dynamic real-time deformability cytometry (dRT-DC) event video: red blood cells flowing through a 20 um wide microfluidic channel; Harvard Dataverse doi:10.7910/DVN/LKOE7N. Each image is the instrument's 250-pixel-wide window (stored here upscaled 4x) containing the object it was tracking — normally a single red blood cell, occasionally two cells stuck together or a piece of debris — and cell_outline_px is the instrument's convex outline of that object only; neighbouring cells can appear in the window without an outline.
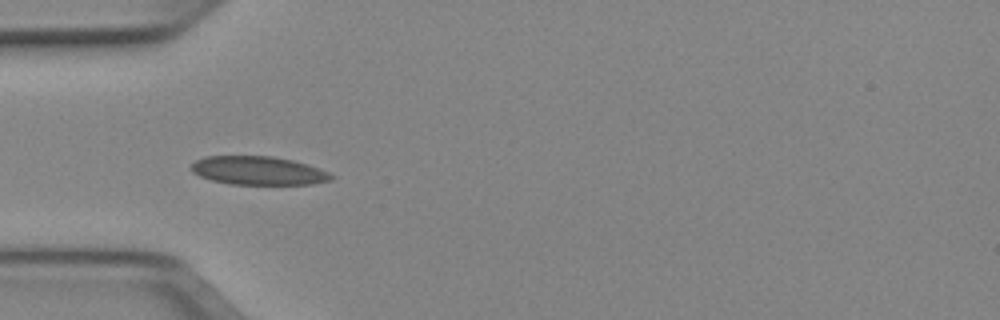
{"species": "Egyptian fruit bat (a non-hibernating species)", "species_latin": "Rousettus aegyptiacus", "temperature_condition": "cold", "stored_images_in_passage": 7, "camera_frame_rate_fps": 3000, "um_per_image_px": 0.085, "animal": {"sex": "female"}, "frame": {"image": 1, "passage_image": 5, "time_ms": 1.333, "image_size_px": [1000, 320], "cell_outline_px": [[336, 176], [332, 180], [312, 184], [232, 184], [212, 180], [200, 176], [192, 172], [192, 164], [196, 160], [204, 156], [272, 156], [292, 160], [308, 164], [320, 168]], "centroid_in_image_um": [21.99, 14.5], "position_along_channel_um": 63.0, "area_um2": 23.29}}
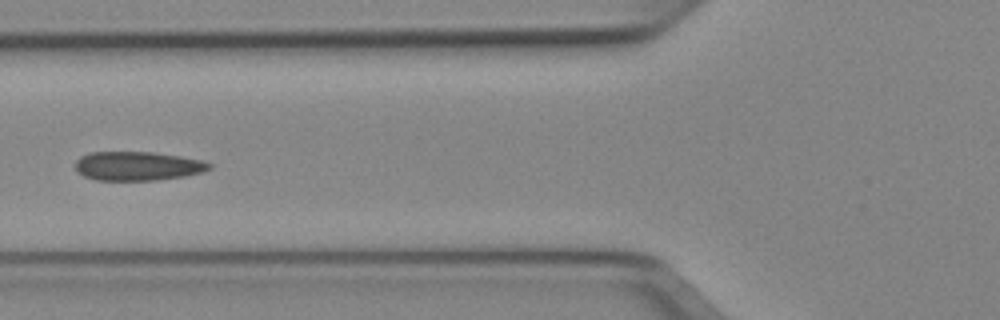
{"frame": {"image": 2, "passage_image": 6, "time_ms": 1.667, "image_size_px": [1000, 320], "cell_outline_px": [[212, 168], [204, 172], [184, 176], [156, 180], [96, 180], [84, 176], [76, 172], [76, 160], [80, 156], [88, 152], [152, 152], [180, 156], [200, 160], [212, 164]], "centroid_in_image_um": [11.68, 14.11], "position_along_channel_um": 114.1, "area_um2": 22.72}}
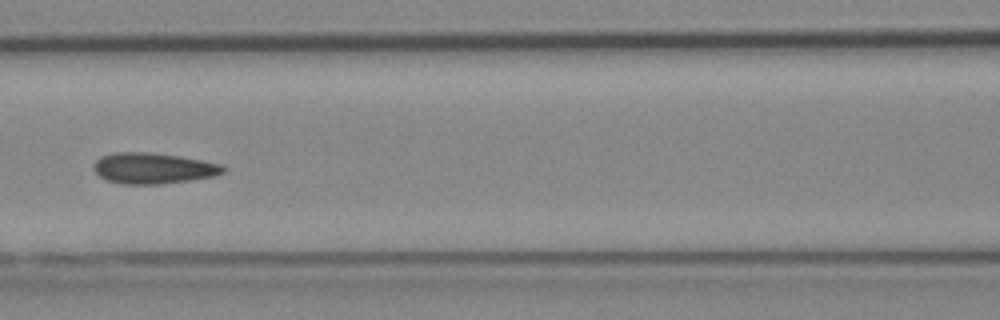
{"frame": {"image": 3, "passage_image": 7, "time_ms": 2.0, "image_size_px": [1000, 320], "cell_outline_px": [[228, 168], [224, 172], [216, 176], [160, 184], [124, 184], [104, 180], [92, 168], [92, 164], [100, 156], [116, 152], [148, 152], [176, 156], [224, 164]], "centroid_in_image_um": [13.01, 14.3], "position_along_channel_um": 153.6, "area_um2": 23.41}}